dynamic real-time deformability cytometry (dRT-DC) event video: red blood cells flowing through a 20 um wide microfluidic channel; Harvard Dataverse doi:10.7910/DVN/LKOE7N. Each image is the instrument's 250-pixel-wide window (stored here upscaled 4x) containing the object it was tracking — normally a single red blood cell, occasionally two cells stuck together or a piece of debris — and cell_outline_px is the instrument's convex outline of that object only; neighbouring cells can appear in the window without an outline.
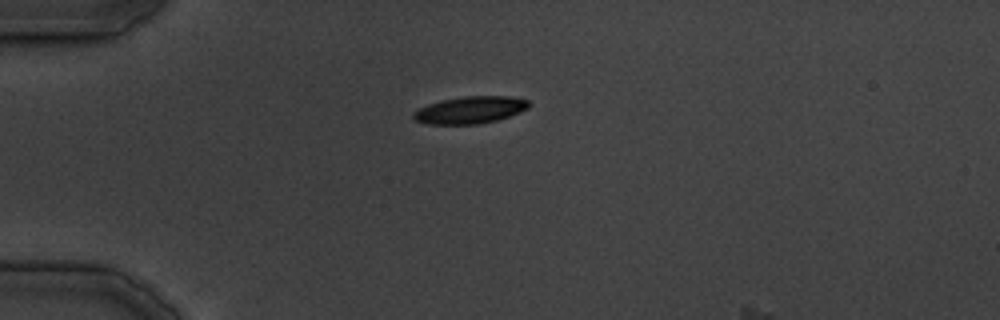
{"species": "common noctule bat (a hibernating species)", "species_latin": "Nyctalus noctula", "temperature_condition": "cold", "stored_images_in_passage": 3, "camera_frame_rate_fps": 3000, "um_per_image_px": 0.085, "animal": {"sex": "male", "body_mass_g": 19.5, "forearm_length_mm": 54.6}, "frame": {"image": 1, "passage_image": 1, "time_ms": 0.0, "image_size_px": [1000, 320], "cell_outline_px": [[532, 104], [528, 108], [520, 112], [496, 120], [476, 124], [428, 124], [412, 120], [412, 112], [428, 104], [444, 100], [464, 96], [512, 96], [528, 100]], "centroid_in_image_um": [39.96, 9.34], "position_along_channel_um": 45.0, "area_um2": 18.26}}